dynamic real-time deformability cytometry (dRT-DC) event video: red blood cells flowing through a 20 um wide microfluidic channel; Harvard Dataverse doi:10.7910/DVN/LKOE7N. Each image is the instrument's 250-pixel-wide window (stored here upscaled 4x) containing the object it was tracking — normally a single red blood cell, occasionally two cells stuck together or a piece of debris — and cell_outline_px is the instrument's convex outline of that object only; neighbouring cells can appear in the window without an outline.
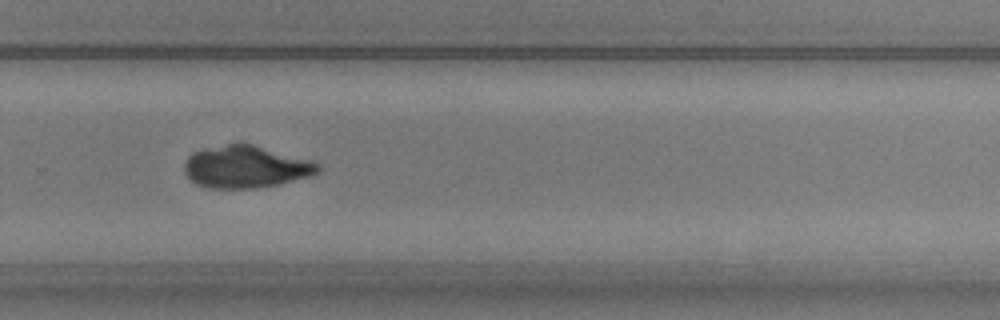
{"species": "common noctule bat (a hibernating species)", "species_latin": "Nyctalus noctula", "temperature_condition": "warm", "stored_images_in_passage": 54, "camera_frame_rate_fps": 3000, "um_per_image_px": 0.085, "animal": {"sex": "male", "body_mass_g": 20.5, "forearm_length_mm": 52.5}, "frame": {"image": 1, "passage_image": 36, "time_ms": 11.667, "image_size_px": [1000, 320], "cell_outline_px": [[320, 172], [312, 176], [276, 184], [256, 188], [208, 188], [196, 184], [184, 172], [184, 164], [188, 156], [196, 152], [228, 144], [252, 144], [308, 160], [320, 164]], "centroid_in_image_um": [20.9, 14.2], "position_along_channel_um": 308.9, "area_um2": 32.25}}
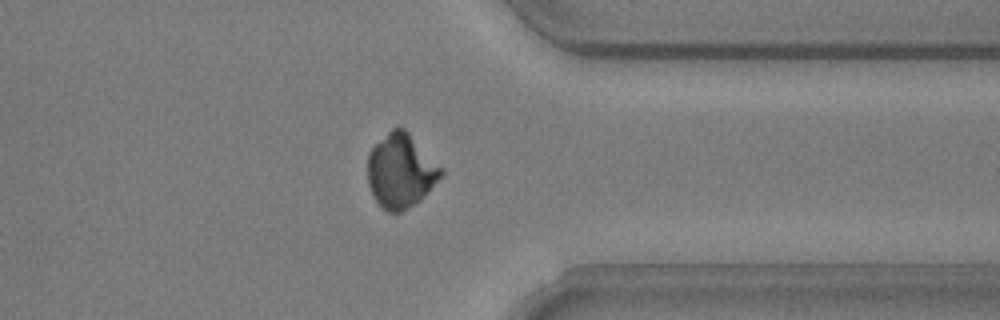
{"frame": {"image": 2, "passage_image": 42, "time_ms": 13.667, "image_size_px": [1000, 320], "cell_outline_px": [[444, 176], [416, 204], [400, 212], [388, 212], [372, 196], [368, 184], [368, 152], [392, 128], [400, 124], [444, 168]], "centroid_in_image_um": [34.1, 14.52], "position_along_channel_um": 377.3, "area_um2": 31.96}}
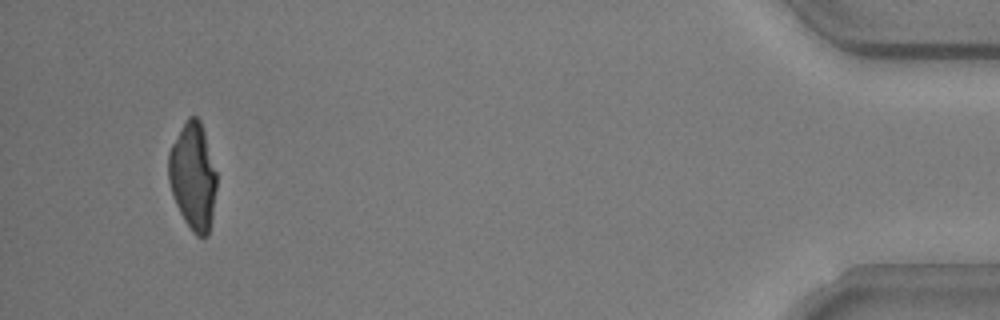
{"frame": {"image": 3, "passage_image": 51, "time_ms": 16.667, "image_size_px": [1000, 320], "cell_outline_px": [[216, 188], [212, 220], [208, 236], [196, 236], [192, 232], [184, 220], [176, 204], [168, 180], [168, 152], [172, 144], [188, 116], [196, 116], [200, 120], [204, 132], [216, 172]], "centroid_in_image_um": [16.4, 15.01], "position_along_channel_um": 418.8, "area_um2": 29.88}}